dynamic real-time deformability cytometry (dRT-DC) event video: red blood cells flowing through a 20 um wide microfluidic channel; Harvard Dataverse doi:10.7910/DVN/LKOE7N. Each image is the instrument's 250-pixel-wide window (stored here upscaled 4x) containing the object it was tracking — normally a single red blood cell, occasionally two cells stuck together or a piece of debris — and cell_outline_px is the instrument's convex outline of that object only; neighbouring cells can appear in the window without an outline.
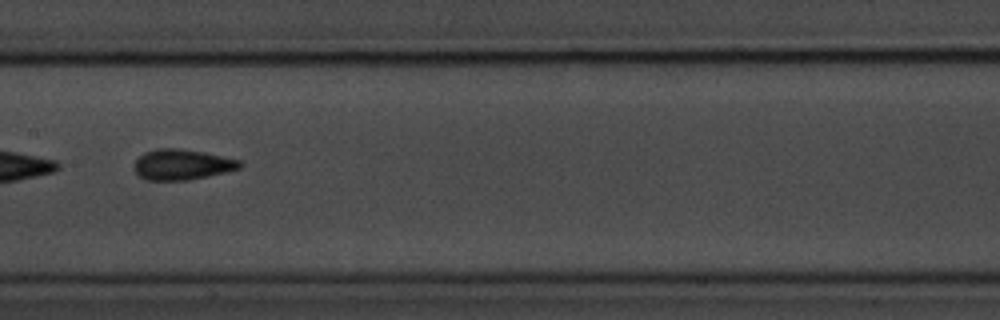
{"species": "common noctule bat (a hibernating species)", "species_latin": "Nyctalus noctula", "temperature_condition": "room temperature", "stored_images_in_passage": 7, "camera_frame_rate_fps": 3000, "um_per_image_px": 0.085, "animal": {"sex": "male", "body_mass_g": 20.1, "forearm_length_mm": 53.5}, "frame": {"image": 1, "passage_image": 6, "time_ms": 5.667, "image_size_px": [1000, 320], "cell_outline_px": [[244, 164], [240, 168], [208, 176], [188, 180], [148, 180], [140, 176], [132, 168], [132, 164], [144, 152], [156, 148], [180, 148], [204, 152], [240, 160]], "centroid_in_image_um": [15.45, 13.98], "position_along_channel_um": 192.0, "area_um2": 18.9}}